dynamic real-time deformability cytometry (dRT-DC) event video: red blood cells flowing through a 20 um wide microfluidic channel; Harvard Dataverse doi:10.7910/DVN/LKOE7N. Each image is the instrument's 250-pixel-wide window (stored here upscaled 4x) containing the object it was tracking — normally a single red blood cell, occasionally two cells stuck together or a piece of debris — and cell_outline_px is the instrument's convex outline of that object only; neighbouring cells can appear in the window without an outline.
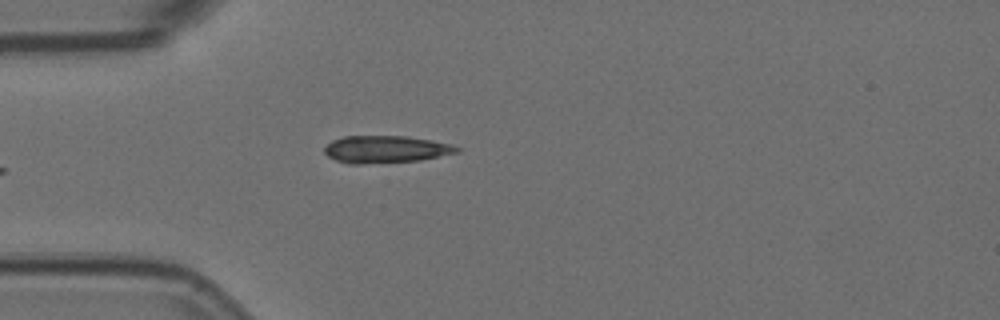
{"species": "Egyptian fruit bat (a non-hibernating species)", "species_latin": "Rousettus aegyptiacus", "temperature_condition": "room temperature", "stored_images_in_passage": 5, "camera_frame_rate_fps": 3000, "um_per_image_px": 0.085, "animal": {"sex": "female"}, "frame": {"image": 1, "passage_image": 5, "time_ms": 1.333, "image_size_px": [1000, 320], "cell_outline_px": [[460, 152], [420, 160], [360, 164], [348, 164], [336, 160], [328, 156], [324, 152], [324, 148], [332, 140], [344, 136], [408, 136], [432, 140], [452, 144], [460, 148]], "centroid_in_image_um": [32.8, 12.68], "position_along_channel_um": 52.2, "area_um2": 21.1}}